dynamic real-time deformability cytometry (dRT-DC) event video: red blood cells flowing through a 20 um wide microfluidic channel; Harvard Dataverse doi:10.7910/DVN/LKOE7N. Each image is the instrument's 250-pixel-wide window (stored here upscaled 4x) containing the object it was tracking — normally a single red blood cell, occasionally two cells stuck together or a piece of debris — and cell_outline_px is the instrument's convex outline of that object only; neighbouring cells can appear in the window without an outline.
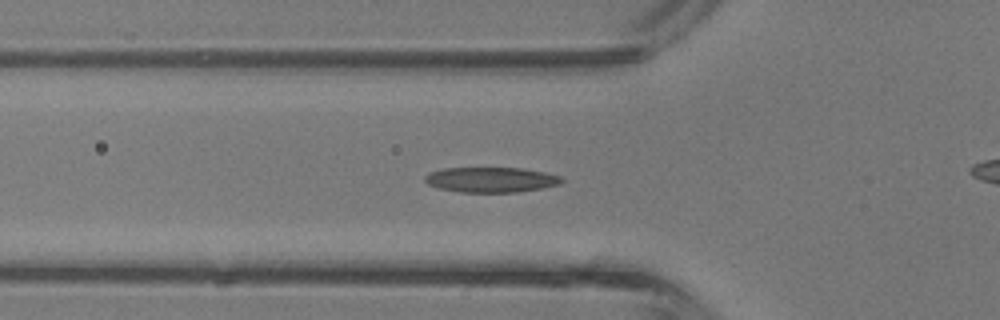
{"species": "common noctule bat (a hibernating species)", "species_latin": "Nyctalus noctula", "temperature_condition": "room temperature", "stored_images_in_passage": 44, "camera_frame_rate_fps": 3000, "um_per_image_px": 0.085, "animal": {"sex": "male", "body_mass_g": 13.3}, "frame": {"image": 1, "passage_image": 15, "time_ms": 4.667, "image_size_px": [1000, 320], "cell_outline_px": [[564, 180], [560, 184], [544, 188], [516, 192], [460, 192], [440, 188], [428, 184], [424, 180], [424, 176], [428, 172], [444, 168], [524, 168], [544, 172], [560, 176]], "centroid_in_image_um": [41.74, 15.27], "position_along_channel_um": 84.1, "area_um2": 20.11}}
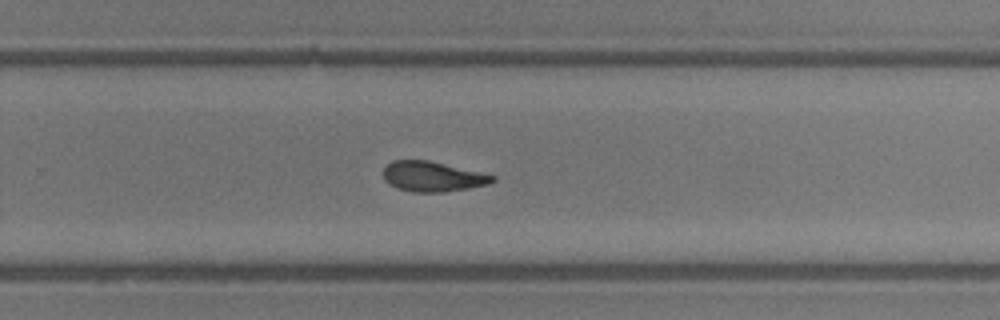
{"frame": {"image": 2, "passage_image": 28, "time_ms": 9.0, "image_size_px": [1000, 320], "cell_outline_px": [[496, 180], [488, 184], [468, 188], [444, 192], [412, 192], [396, 188], [388, 184], [384, 180], [384, 168], [392, 160], [428, 160], [480, 172], [496, 176]], "centroid_in_image_um": [36.75, 15.01], "position_along_channel_um": 293.1, "area_um2": 19.13}}
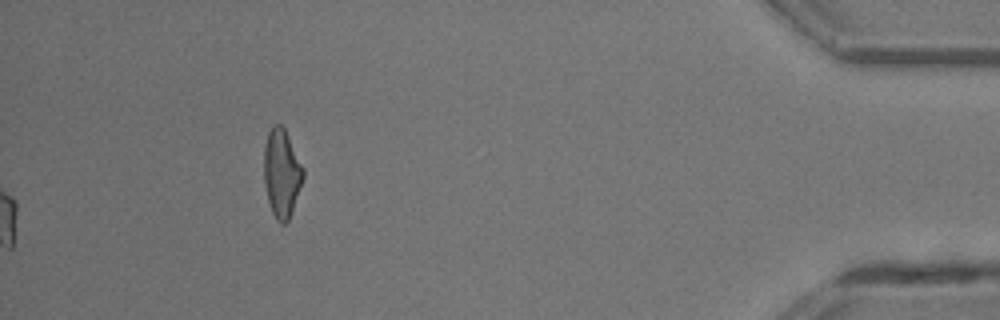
{"frame": {"image": 3, "passage_image": 44, "time_ms": 14.333, "image_size_px": [1000, 320], "cell_outline_px": [[304, 176], [288, 220], [284, 224], [280, 224], [276, 220], [272, 212], [268, 200], [264, 184], [264, 144], [268, 132], [272, 124], [280, 124], [284, 128], [304, 168]], "centroid_in_image_um": [23.92, 14.69], "position_along_channel_um": 411.3, "area_um2": 20.06}, "authors_computed_cell_mechanics": {"area_um2": 19.3919, "velocity_mm_per_s": 4.8174, "shape_relaxation_time_tau1_ms": 2.9866, "shape_relaxation_time_tau2_ms": 2.9802, "deformation_change_tau1": 0.1398, "deformation_change_tau2": 0.1108}}